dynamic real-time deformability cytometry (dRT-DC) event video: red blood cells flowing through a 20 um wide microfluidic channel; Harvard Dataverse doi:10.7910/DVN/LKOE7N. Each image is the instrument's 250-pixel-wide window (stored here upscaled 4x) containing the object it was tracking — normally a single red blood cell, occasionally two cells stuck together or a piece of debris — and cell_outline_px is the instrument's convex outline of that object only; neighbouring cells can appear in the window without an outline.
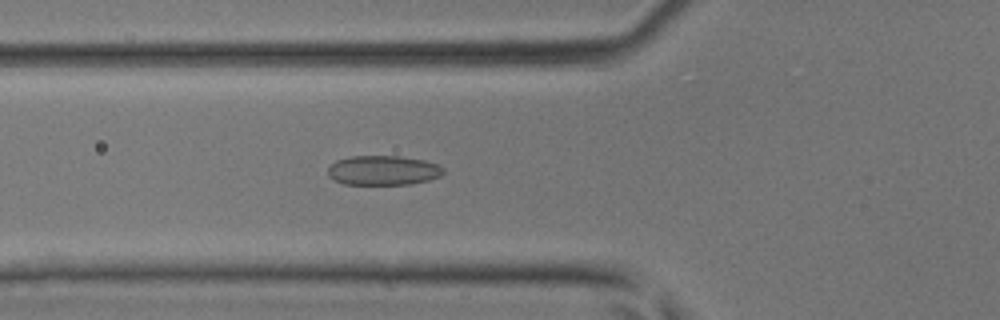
{"species": "common noctule bat (a hibernating species)", "species_latin": "Nyctalus noctula", "temperature_condition": "room temperature", "stored_images_in_passage": 44, "camera_frame_rate_fps": 3000, "um_per_image_px": 0.085, "animal": {"sex": "male", "body_mass_g": 17.9, "forearm_length_mm": 54.2}, "frame": {"image": 1, "passage_image": 16, "time_ms": 5.0, "image_size_px": [1000, 320], "cell_outline_px": [[444, 172], [440, 176], [428, 180], [412, 184], [344, 184], [328, 176], [328, 168], [336, 160], [352, 156], [400, 156], [424, 160], [440, 164], [444, 168]], "centroid_in_image_um": [32.6, 14.47], "position_along_channel_um": 93.2, "area_um2": 19.94}}
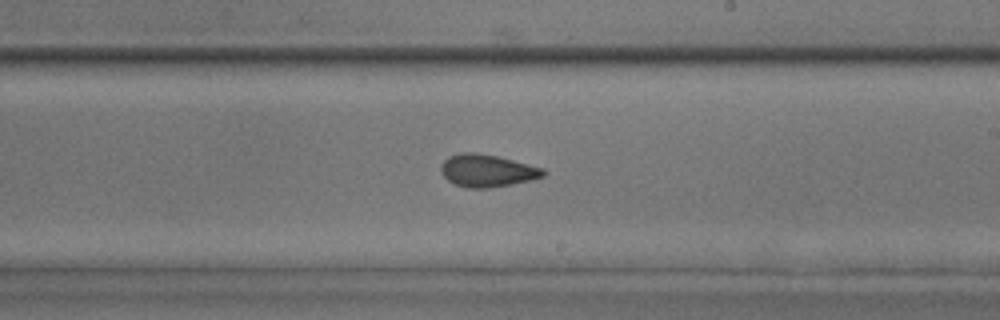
{"frame": {"image": 2, "passage_image": 26, "time_ms": 8.333, "image_size_px": [1000, 320], "cell_outline_px": [[548, 172], [544, 176], [532, 180], [512, 184], [488, 188], [468, 188], [456, 184], [448, 180], [440, 172], [440, 168], [444, 160], [448, 156], [460, 152], [476, 152], [496, 156], [544, 168]], "centroid_in_image_um": [41.41, 14.5], "position_along_channel_um": 247.6, "area_um2": 19.42}}
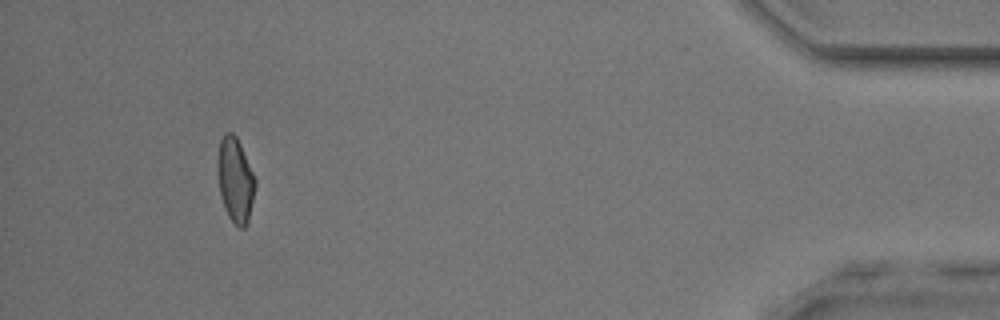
{"frame": {"image": 3, "passage_image": 41, "time_ms": 13.333, "image_size_px": [1000, 320], "cell_outline_px": [[256, 184], [248, 220], [244, 228], [240, 228], [228, 216], [220, 192], [216, 172], [216, 160], [220, 140], [224, 132], [232, 132], [236, 136], [240, 144], [256, 180]], "centroid_in_image_um": [19.97, 15.24], "position_along_channel_um": 415.2, "area_um2": 18.5}}